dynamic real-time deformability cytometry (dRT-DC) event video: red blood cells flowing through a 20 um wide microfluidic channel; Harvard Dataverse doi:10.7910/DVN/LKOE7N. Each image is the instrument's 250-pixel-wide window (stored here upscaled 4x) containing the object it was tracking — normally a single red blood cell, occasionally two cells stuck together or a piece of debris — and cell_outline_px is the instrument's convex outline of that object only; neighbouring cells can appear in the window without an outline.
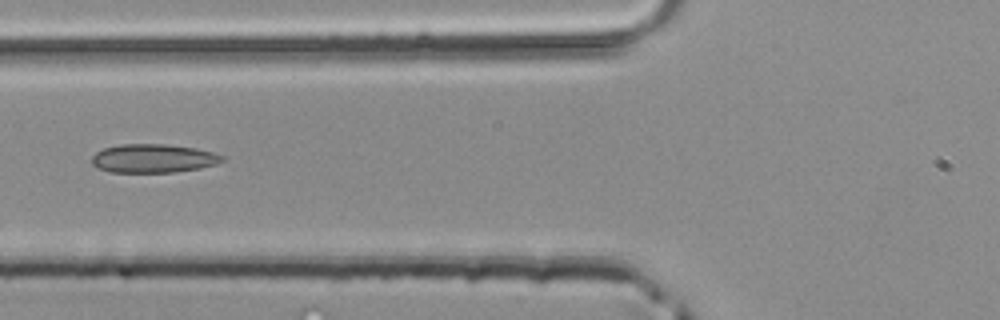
{"species": "common noctule bat (a hibernating species)", "species_latin": "Nyctalus noctula", "temperature_condition": "room temperature", "stored_images_in_passage": 4, "camera_frame_rate_fps": 3000, "um_per_image_px": 0.085, "animal": {"sex": "male", "body_mass_g": 20.4}, "frame": {"image": 1, "passage_image": 4, "time_ms": 1.0, "image_size_px": [1000, 320], "cell_outline_px": [[224, 160], [216, 164], [200, 168], [176, 172], [112, 172], [100, 168], [92, 164], [92, 156], [96, 152], [104, 148], [120, 144], [164, 144], [196, 148], [212, 152], [224, 156]], "centroid_in_image_um": [13.04, 13.46], "position_along_channel_um": 112.8, "area_um2": 21.68}}